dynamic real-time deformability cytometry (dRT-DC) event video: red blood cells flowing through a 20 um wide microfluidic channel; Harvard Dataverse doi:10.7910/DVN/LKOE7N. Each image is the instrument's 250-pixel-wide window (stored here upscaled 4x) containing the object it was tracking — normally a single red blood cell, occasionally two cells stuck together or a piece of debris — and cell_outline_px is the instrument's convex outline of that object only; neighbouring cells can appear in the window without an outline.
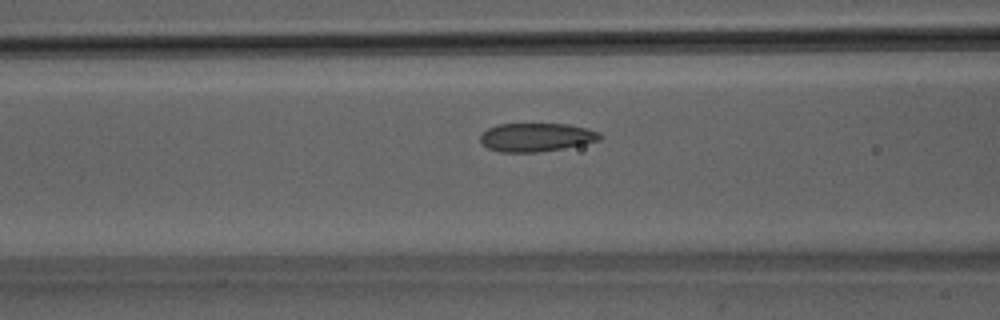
{"species": "Egyptian fruit bat (a non-hibernating species)", "species_latin": "Rousettus aegyptiacus", "temperature_condition": "room temperature", "stored_images_in_passage": 39, "camera_frame_rate_fps": 3000, "um_per_image_px": 0.085, "animal": {"sex": "male"}, "frame": {"image": 1, "passage_image": 9, "time_ms": 2.667, "image_size_px": [1000, 320], "cell_outline_px": [[604, 136], [600, 140], [564, 148], [536, 152], [500, 152], [488, 148], [480, 140], [480, 136], [488, 128], [496, 124], [568, 124], [588, 128], [600, 132]], "centroid_in_image_um": [45.62, 11.66], "position_along_channel_um": 121.0, "area_um2": 19.88}}
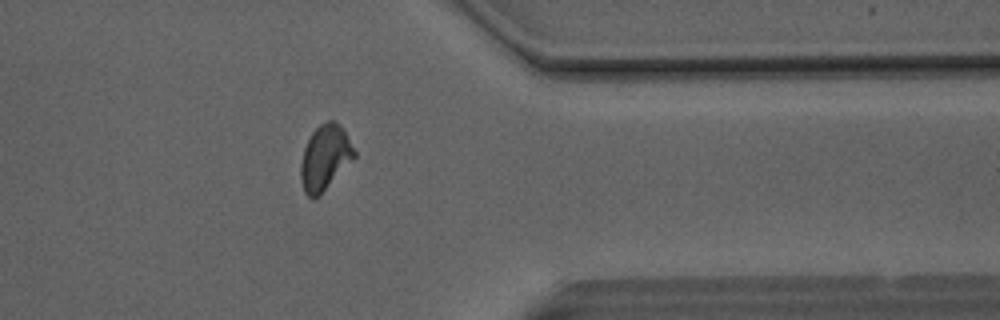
{"frame": {"image": 2, "passage_image": 29, "time_ms": 9.333, "image_size_px": [1000, 320], "cell_outline_px": [[356, 156], [320, 196], [312, 200], [304, 192], [300, 180], [300, 164], [304, 148], [312, 132], [320, 124], [328, 120], [332, 120], [344, 132], [356, 152]], "centroid_in_image_um": [27.59, 13.46], "position_along_channel_um": 383.8, "area_um2": 20.17}}
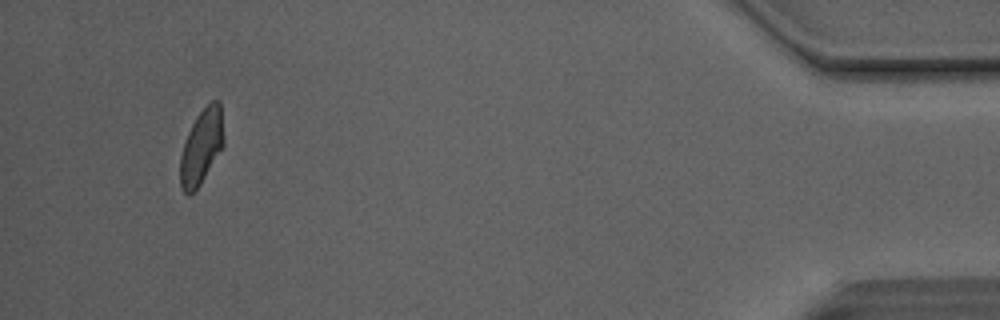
{"frame": {"image": 3, "passage_image": 36, "time_ms": 11.667, "image_size_px": [1000, 320], "cell_outline_px": [[224, 144], [200, 184], [188, 196], [180, 188], [180, 156], [184, 140], [196, 116], [212, 100], [220, 100], [224, 140]], "centroid_in_image_um": [17.11, 12.46], "position_along_channel_um": 418.1, "area_um2": 18.9}, "authors_computed_cell_mechanics": {"area_um2": 19.652, "velocity_mm_per_s": 4.1157, "shape_relaxation_time_tau1_ms": 5.8446, "shape_relaxation_time_tau2_ms": 0.8205, "deformation_change_tau1": 0.1311, "deformation_change_tau2": 0.0519}}